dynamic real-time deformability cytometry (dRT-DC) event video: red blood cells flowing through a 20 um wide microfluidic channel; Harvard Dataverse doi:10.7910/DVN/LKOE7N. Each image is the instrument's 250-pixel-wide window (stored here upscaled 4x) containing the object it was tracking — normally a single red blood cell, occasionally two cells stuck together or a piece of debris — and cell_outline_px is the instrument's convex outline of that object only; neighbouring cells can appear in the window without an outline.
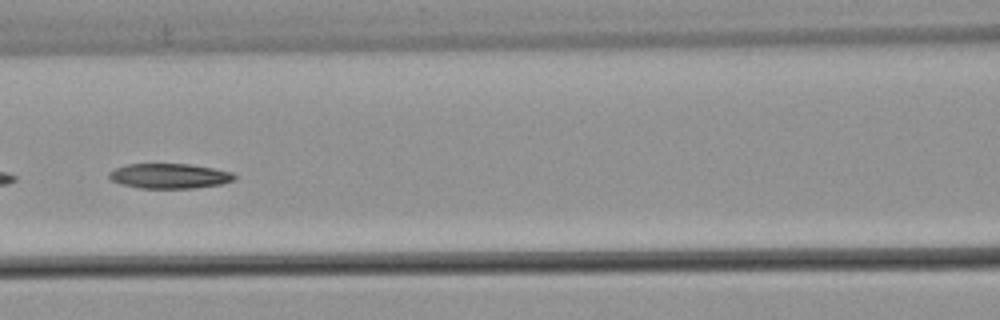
{"species": "common noctule bat (a hibernating species)", "species_latin": "Nyctalus noctula", "temperature_condition": "warm", "stored_images_in_passage": 7, "camera_frame_rate_fps": 3000, "um_per_image_px": 0.085, "animal": {"sex": "male", "body_mass_g": 21.5, "forearm_length_mm": 52.0}, "frame": {"image": 1, "passage_image": 7, "time_ms": 2.0, "image_size_px": [1000, 320], "cell_outline_px": [[236, 180], [220, 184], [196, 188], [140, 188], [120, 184], [112, 180], [108, 176], [108, 172], [116, 168], [128, 164], [188, 164], [212, 168], [232, 172], [236, 176]], "centroid_in_image_um": [14.4, 14.96], "position_along_channel_um": 152.2, "area_um2": 18.21}}